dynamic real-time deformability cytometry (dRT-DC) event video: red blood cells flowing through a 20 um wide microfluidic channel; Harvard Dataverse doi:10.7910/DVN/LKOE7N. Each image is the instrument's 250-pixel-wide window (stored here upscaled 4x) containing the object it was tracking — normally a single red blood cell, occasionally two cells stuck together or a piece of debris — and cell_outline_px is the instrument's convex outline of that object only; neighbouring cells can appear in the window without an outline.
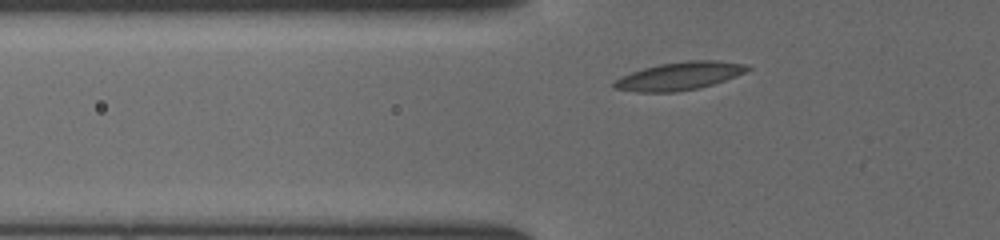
{"species": "common noctule bat (a hibernating species)", "species_latin": "Nyctalus noctula", "temperature_condition": "cold", "stored_images_in_passage": 36, "camera_frame_rate_fps": 3000, "um_per_image_px": 0.085, "animal": {"sex": "female", "body_mass_g": 19.5, "forearm_length_mm": 54.1}, "frame": {"image": 1, "passage_image": 4, "time_ms": 1.0, "image_size_px": [1000, 240], "cell_outline_px": [[752, 68], [736, 76], [700, 88], [676, 92], [636, 92], [612, 88], [612, 84], [620, 76], [644, 68], [660, 64], [688, 60], [720, 60], [744, 64]], "centroid_in_image_um": [57.73, 6.46], "position_along_channel_um": 68.1, "area_um2": 21.73}}
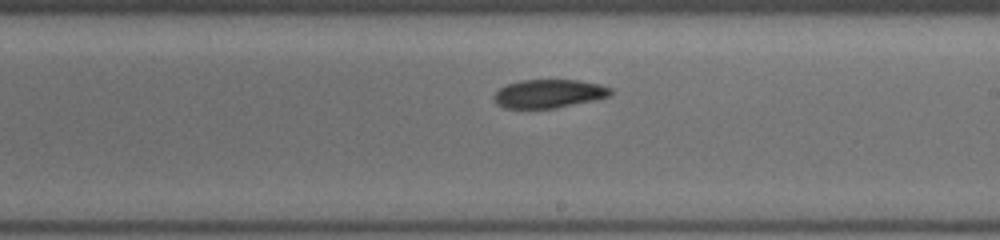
{"frame": {"image": 2, "passage_image": 17, "time_ms": 5.333, "image_size_px": [1000, 240], "cell_outline_px": [[612, 96], [596, 100], [556, 108], [504, 108], [496, 104], [492, 96], [500, 88], [508, 84], [520, 80], [580, 80], [600, 84], [612, 88]], "centroid_in_image_um": [46.69, 7.96], "position_along_channel_um": 242.3, "area_um2": 19.59}}
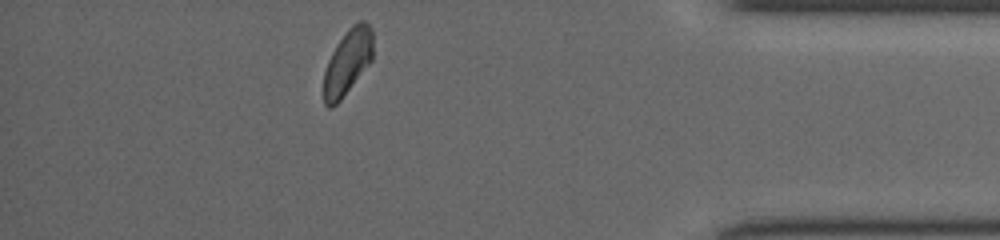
{"frame": {"image": 3, "passage_image": 31, "time_ms": 10.0, "image_size_px": [1000, 240], "cell_outline_px": [[372, 60], [340, 100], [332, 108], [328, 108], [324, 104], [324, 72], [328, 60], [336, 44], [348, 28], [352, 24], [360, 20], [364, 20], [372, 28]], "centroid_in_image_um": [29.54, 5.25], "position_along_channel_um": 405.7, "area_um2": 18.67}}